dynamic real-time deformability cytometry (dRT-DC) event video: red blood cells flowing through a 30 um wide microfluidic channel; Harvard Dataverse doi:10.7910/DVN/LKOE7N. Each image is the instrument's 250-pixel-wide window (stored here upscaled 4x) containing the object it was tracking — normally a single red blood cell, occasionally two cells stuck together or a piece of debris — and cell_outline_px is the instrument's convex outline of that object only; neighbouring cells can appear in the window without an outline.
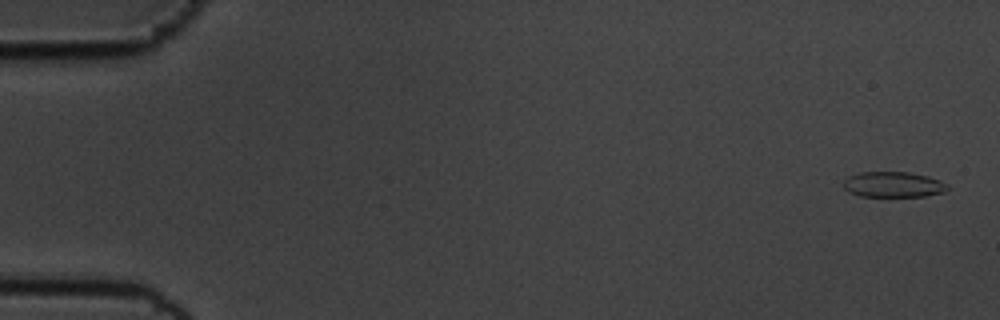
{"species": "common noctule bat (a hibernating species)", "species_latin": "Nyctalus noctula", "temperature_condition": "cold", "stored_images_in_passage": 57, "camera_frame_rate_fps": 3000, "um_per_image_px": 0.085, "animal": {"sex": "male", "body_mass_g": 19.5, "forearm_length_mm": 54.6}, "frame": {"image": 1, "passage_image": 2, "time_ms": 0.333, "image_size_px": [1000, 320], "cell_outline_px": [[952, 188], [944, 192], [924, 196], [860, 196], [848, 192], [844, 188], [844, 180], [848, 176], [860, 172], [908, 172], [928, 176], [940, 180], [948, 184]], "centroid_in_image_um": [75.96, 15.68], "position_along_channel_um": 9.0, "area_um2": 15.61}}
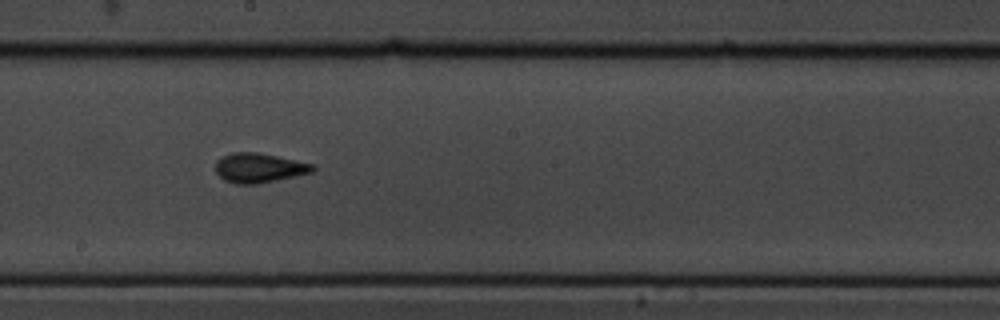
{"frame": {"image": 2, "passage_image": 32, "time_ms": 10.333, "image_size_px": [1000, 320], "cell_outline_px": [[316, 168], [312, 172], [276, 180], [256, 184], [236, 184], [224, 180], [216, 172], [216, 160], [232, 152], [256, 152], [316, 164]], "centroid_in_image_um": [22.03, 14.27], "position_along_channel_um": 226.2, "area_um2": 16.65}}
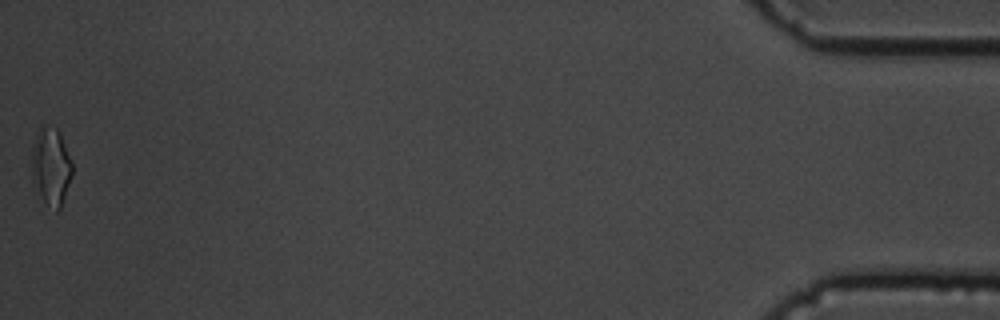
{"frame": {"image": 3, "passage_image": 57, "time_ms": 18.667, "image_size_px": [1000, 320], "cell_outline_px": [[72, 176], [60, 208], [56, 212], [44, 200], [32, 180], [32, 148], [36, 136], [40, 128], [56, 128], [60, 132], [72, 160]], "centroid_in_image_um": [4.36, 14.16], "position_along_channel_um": 430.8, "area_um2": 17.92}, "authors_computed_cell_mechanics": {"area_um2": 16.0684, "velocity_mm_per_s": 3.5521, "shape_relaxation_time_tau1_ms": 4.2327, "shape_relaxation_time_tau2_ms": 1.6233, "deformation_change_tau1": 0.1252, "deformation_change_tau2": 0.0758}}